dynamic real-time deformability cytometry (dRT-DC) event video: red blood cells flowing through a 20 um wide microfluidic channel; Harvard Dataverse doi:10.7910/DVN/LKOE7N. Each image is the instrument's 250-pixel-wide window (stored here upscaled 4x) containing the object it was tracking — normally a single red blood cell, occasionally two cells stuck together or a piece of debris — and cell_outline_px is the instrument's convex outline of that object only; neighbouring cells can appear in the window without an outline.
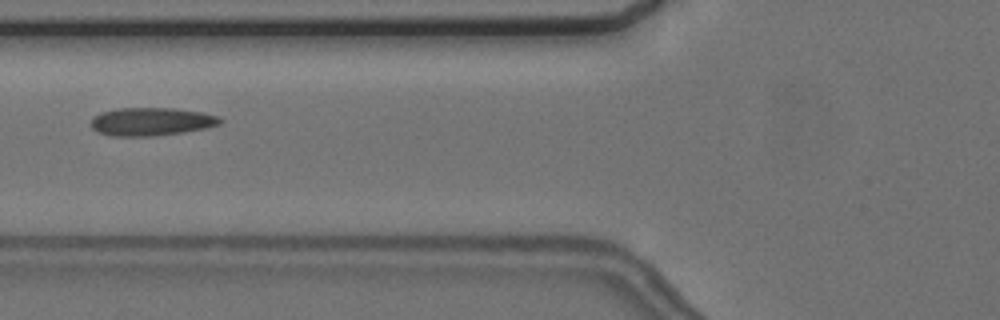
{"species": "common noctule bat (a hibernating species)", "species_latin": "Nyctalus noctula", "temperature_condition": "cold", "stored_images_in_passage": 6, "camera_frame_rate_fps": 3000, "um_per_image_px": 0.085, "animal": {"sex": "female", "body_mass_g": 24.6, "forearm_length_mm": 56.2}, "frame": {"image": 1, "passage_image": 6, "time_ms": 6.667, "image_size_px": [1000, 320], "cell_outline_px": [[224, 120], [220, 124], [208, 128], [184, 132], [152, 136], [112, 136], [96, 132], [92, 128], [92, 116], [100, 112], [116, 108], [172, 108], [200, 112], [220, 116]], "centroid_in_image_um": [12.86, 10.34], "position_along_channel_um": 112.9, "area_um2": 21.39}}